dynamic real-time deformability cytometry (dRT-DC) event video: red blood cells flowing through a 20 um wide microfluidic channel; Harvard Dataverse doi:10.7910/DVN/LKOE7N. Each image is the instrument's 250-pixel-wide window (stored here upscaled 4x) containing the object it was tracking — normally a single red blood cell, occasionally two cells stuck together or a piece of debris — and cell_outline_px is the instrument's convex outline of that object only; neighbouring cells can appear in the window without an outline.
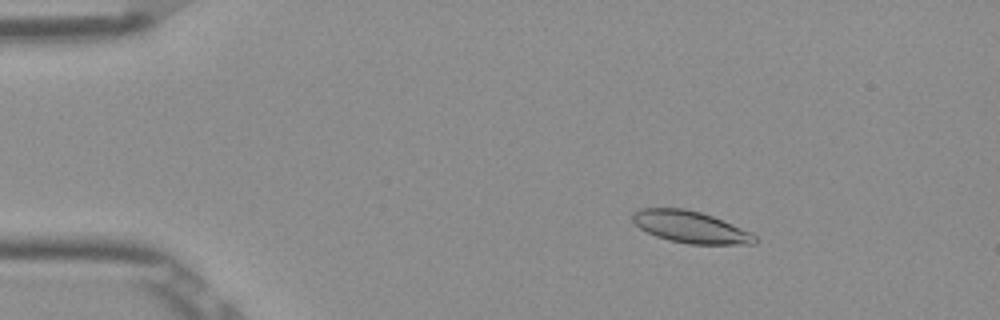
{"species": "Egyptian fruit bat (a non-hibernating species)", "species_latin": "Rousettus aegyptiacus", "temperature_condition": "room temperature", "stored_images_in_passage": 53, "camera_frame_rate_fps": 3000, "um_per_image_px": 0.085, "frame": {"image": 1, "passage_image": 9, "time_ms": 2.667, "image_size_px": [1000, 320], "cell_outline_px": [[756, 244], [688, 244], [668, 240], [656, 236], [640, 228], [632, 220], [632, 212], [640, 208], [684, 208], [700, 212], [712, 216], [752, 232], [756, 236]], "centroid_in_image_um": [58.69, 19.29], "position_along_channel_um": 26.3, "area_um2": 22.66}}
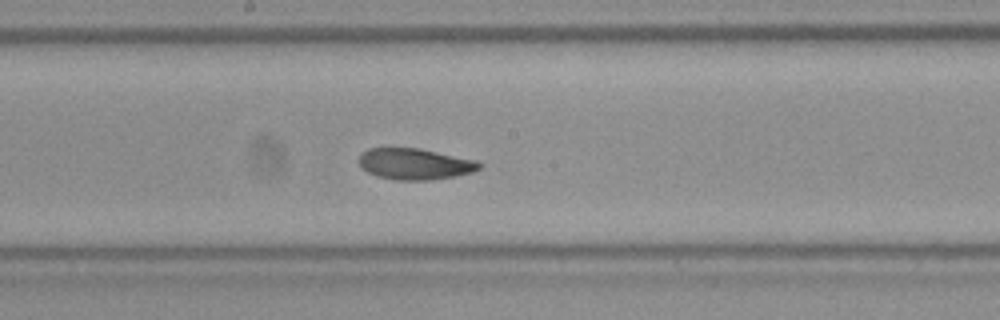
{"frame": {"image": 2, "passage_image": 29, "time_ms": 9.333, "image_size_px": [1000, 320], "cell_outline_px": [[484, 164], [480, 168], [472, 172], [432, 180], [396, 180], [376, 176], [368, 172], [360, 164], [360, 156], [368, 148], [420, 148], [476, 160]], "centroid_in_image_um": [35.29, 13.93], "position_along_channel_um": 212.9, "area_um2": 21.73}}
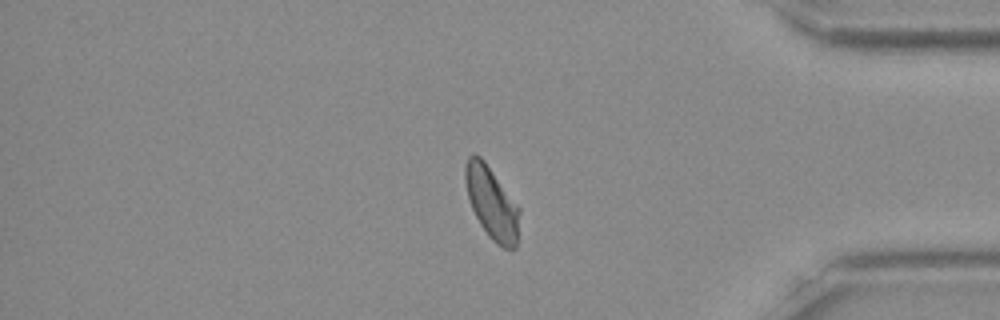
{"frame": {"image": 3, "passage_image": 45, "time_ms": 14.667, "image_size_px": [1000, 320], "cell_outline_px": [[520, 212], [516, 248], [512, 252], [496, 244], [488, 236], [480, 224], [472, 208], [468, 196], [464, 180], [464, 168], [468, 156], [472, 152], [480, 156], [484, 160], [520, 208]], "centroid_in_image_um": [41.8, 17.26], "position_along_channel_um": 393.4, "area_um2": 23.0}, "authors_computed_cell_mechanics": {"area_um2": 22.6576, "velocity_mm_per_s": 3.8573, "shape_relaxation_time_tau1_ms": 5.9083, "shape_relaxation_time_tau2_ms": 1.4781, "deformation_change_tau1": 0.1233, "deformation_change_tau2": 0.0659}}